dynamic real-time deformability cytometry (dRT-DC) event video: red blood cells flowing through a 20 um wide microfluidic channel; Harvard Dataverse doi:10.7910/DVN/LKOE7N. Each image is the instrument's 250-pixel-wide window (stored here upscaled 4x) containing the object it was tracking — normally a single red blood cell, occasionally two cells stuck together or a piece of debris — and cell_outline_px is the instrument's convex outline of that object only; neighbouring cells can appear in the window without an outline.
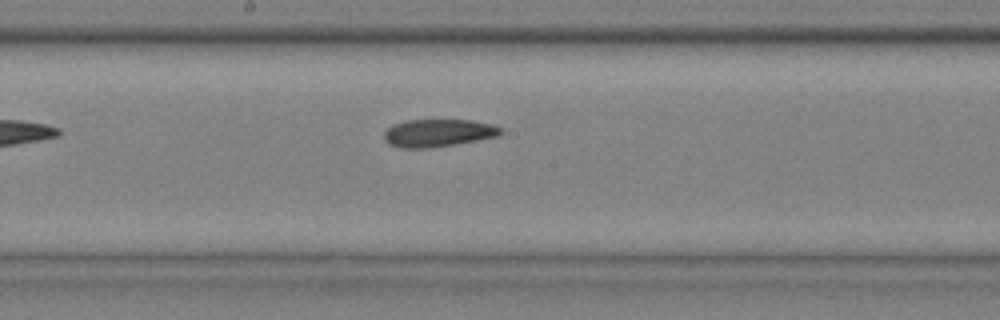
{"species": "common noctule bat (a hibernating species)", "species_latin": "Nyctalus noctula", "temperature_condition": "cold", "stored_images_in_passage": 10, "camera_frame_rate_fps": 3000, "um_per_image_px": 0.085, "animal": {"sex": "male", "body_mass_g": 20.4}, "frame": {"image": 1, "passage_image": 10, "time_ms": 3.0, "image_size_px": [1000, 320], "cell_outline_px": [[504, 132], [500, 136], [456, 144], [428, 148], [400, 148], [388, 144], [384, 140], [384, 132], [392, 124], [404, 120], [472, 120], [492, 124], [504, 128]], "centroid_in_image_um": [37.26, 11.3], "position_along_channel_um": 210.9, "area_um2": 19.13}}